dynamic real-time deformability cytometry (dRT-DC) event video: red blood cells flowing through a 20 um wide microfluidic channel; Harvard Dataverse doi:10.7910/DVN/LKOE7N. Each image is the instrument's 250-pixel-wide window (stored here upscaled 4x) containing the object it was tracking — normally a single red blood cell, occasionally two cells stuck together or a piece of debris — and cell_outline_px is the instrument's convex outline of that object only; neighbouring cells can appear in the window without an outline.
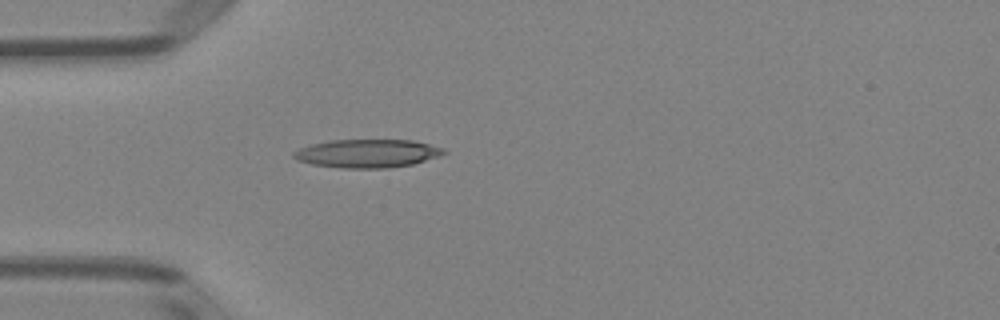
{"species": "Egyptian fruit bat (a non-hibernating species)", "species_latin": "Rousettus aegyptiacus", "temperature_condition": "room temperature", "stored_images_in_passage": 1, "camera_frame_rate_fps": 3000, "um_per_image_px": 0.085, "animal": {"sex": "female"}, "frame": {"image": 1, "passage_image": 1, "time_ms": 0.0, "image_size_px": [1000, 320], "cell_outline_px": [[448, 152], [412, 164], [388, 168], [344, 168], [312, 164], [296, 160], [292, 156], [292, 152], [300, 148], [312, 144], [328, 140], [412, 140], [444, 148]], "centroid_in_image_um": [31.18, 13.04], "position_along_channel_um": 53.8, "area_um2": 24.62}}